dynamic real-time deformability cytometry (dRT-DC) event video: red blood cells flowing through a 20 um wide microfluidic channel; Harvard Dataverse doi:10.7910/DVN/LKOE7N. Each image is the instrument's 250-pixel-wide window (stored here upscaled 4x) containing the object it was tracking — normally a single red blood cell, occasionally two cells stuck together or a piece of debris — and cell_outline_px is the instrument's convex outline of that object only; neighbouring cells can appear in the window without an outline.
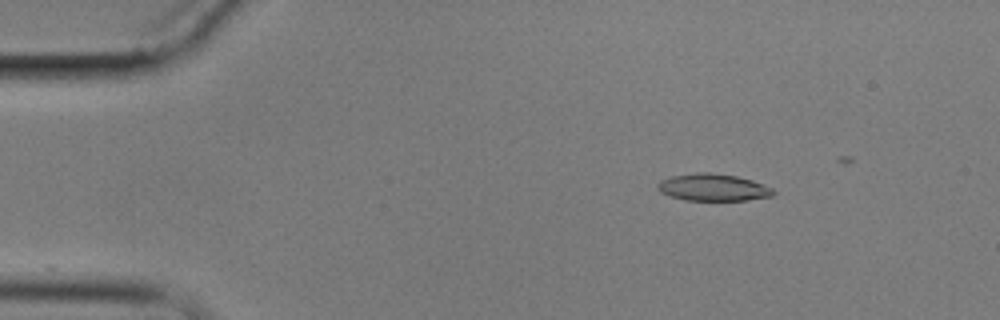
{"species": "common noctule bat (a hibernating species)", "species_latin": "Nyctalus noctula", "temperature_condition": "cold", "stored_images_in_passage": 5, "camera_frame_rate_fps": 3000, "um_per_image_px": 0.085, "animal": {"sex": "male", "body_mass_g": 17.9}, "frame": {"image": 1, "passage_image": 2, "time_ms": 1.333, "image_size_px": [1000, 320], "cell_outline_px": [[776, 192], [772, 196], [748, 200], [684, 200], [660, 192], [656, 188], [656, 184], [660, 180], [672, 176], [696, 172], [708, 172], [736, 176], [752, 180], [772, 188]], "centroid_in_image_um": [60.59, 15.92], "position_along_channel_um": 24.4, "area_um2": 18.26}}